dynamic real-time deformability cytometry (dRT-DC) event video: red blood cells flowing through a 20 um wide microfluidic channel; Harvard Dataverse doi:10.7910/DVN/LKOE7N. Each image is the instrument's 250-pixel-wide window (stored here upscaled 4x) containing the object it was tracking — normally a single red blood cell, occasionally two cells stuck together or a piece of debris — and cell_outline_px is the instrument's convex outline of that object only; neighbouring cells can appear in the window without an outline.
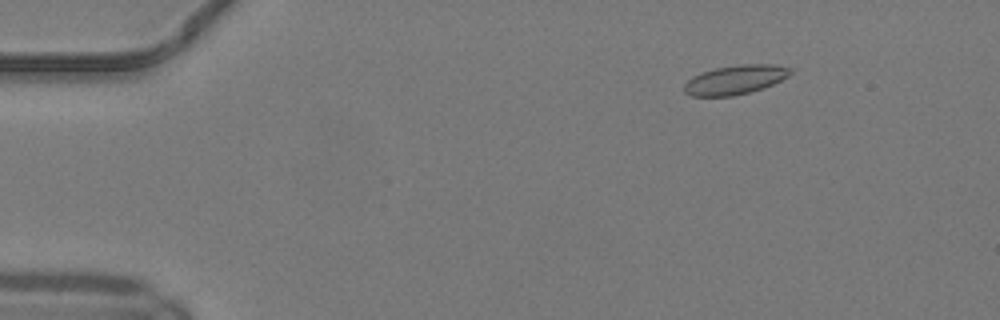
{"species": "common noctule bat (a hibernating species)", "species_latin": "Nyctalus noctula", "temperature_condition": "warm", "stored_images_in_passage": 13, "camera_frame_rate_fps": 3000, "um_per_image_px": 0.085, "animal": {"sex": "male", "body_mass_g": 19.2, "forearm_length_mm": 51.8}, "frame": {"image": 1, "passage_image": 7, "time_ms": 2.0, "image_size_px": [1000, 320], "cell_outline_px": [[792, 72], [788, 76], [772, 84], [748, 92], [732, 96], [692, 96], [684, 92], [684, 84], [692, 76], [700, 72], [716, 68], [740, 64], [776, 64], [792, 68]], "centroid_in_image_um": [62.47, 6.76], "position_along_channel_um": 22.5, "area_um2": 17.98}}